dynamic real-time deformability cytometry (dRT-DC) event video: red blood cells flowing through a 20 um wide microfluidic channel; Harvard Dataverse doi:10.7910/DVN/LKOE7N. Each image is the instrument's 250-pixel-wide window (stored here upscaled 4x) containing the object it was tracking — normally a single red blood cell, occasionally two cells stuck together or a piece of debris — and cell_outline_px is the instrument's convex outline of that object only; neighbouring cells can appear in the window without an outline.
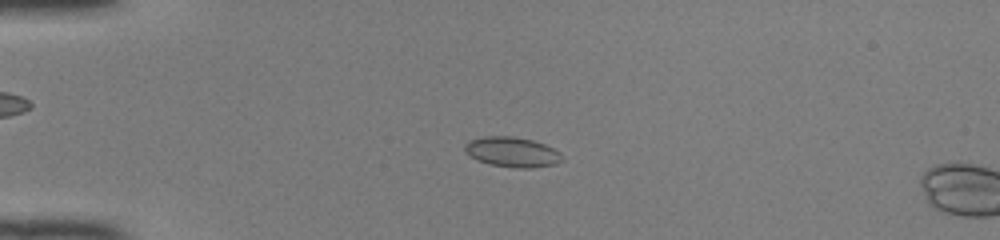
{"species": "common noctule bat (a hibernating species)", "species_latin": "Nyctalus noctula", "temperature_condition": "room temperature", "stored_images_in_passage": 4, "camera_frame_rate_fps": 3000, "um_per_image_px": 0.085, "animal": {"sex": "female", "body_mass_g": 22.0, "forearm_length_mm": 56.7}, "frame": {"image": 1, "passage_image": 1, "time_ms": 0.0, "image_size_px": [1000, 240], "cell_outline_px": [[564, 160], [556, 164], [532, 168], [516, 168], [488, 164], [476, 160], [464, 152], [464, 144], [468, 140], [484, 136], [512, 136], [532, 140], [544, 144], [560, 152], [564, 156]], "centroid_in_image_um": [43.52, 12.93], "position_along_channel_um": 41.5, "area_um2": 17.34}}